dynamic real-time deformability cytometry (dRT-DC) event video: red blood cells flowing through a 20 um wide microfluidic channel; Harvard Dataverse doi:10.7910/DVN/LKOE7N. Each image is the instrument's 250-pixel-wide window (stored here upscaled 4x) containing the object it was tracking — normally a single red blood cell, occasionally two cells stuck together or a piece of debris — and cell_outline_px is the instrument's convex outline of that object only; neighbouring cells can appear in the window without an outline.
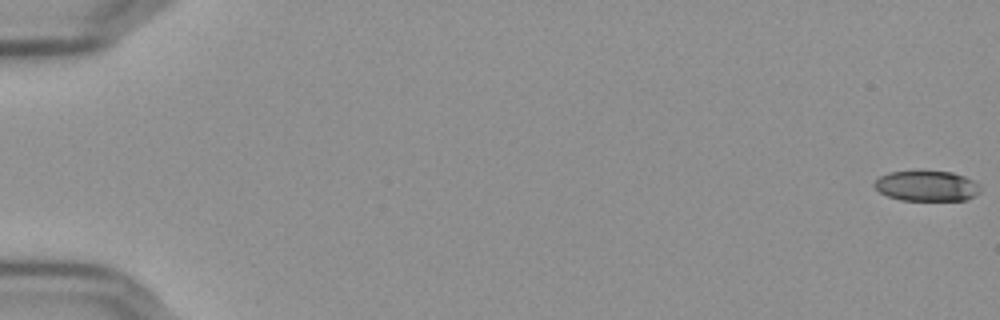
{"species": "Egyptian fruit bat (a non-hibernating species)", "species_latin": "Rousettus aegyptiacus", "temperature_condition": "cold", "stored_images_in_passage": 57, "camera_frame_rate_fps": 3000, "um_per_image_px": 0.085, "frame": {"image": 1, "passage_image": 1, "time_ms": 0.0, "image_size_px": [1000, 320], "cell_outline_px": [[980, 192], [964, 200], [900, 200], [888, 196], [880, 192], [872, 184], [880, 176], [888, 172], [952, 172], [964, 176], [980, 184]], "centroid_in_image_um": [78.76, 15.81], "position_along_channel_um": 6.2, "area_um2": 18.5}}
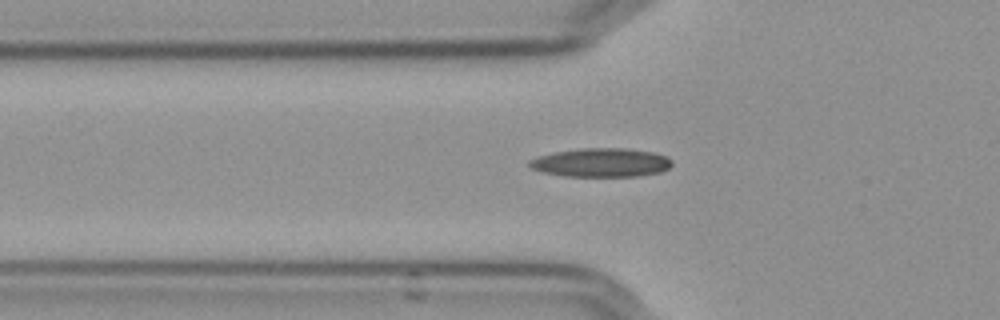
{"frame": {"image": 2, "passage_image": 21, "time_ms": 6.667, "image_size_px": [1000, 320], "cell_outline_px": [[672, 164], [668, 168], [660, 172], [636, 176], [564, 176], [544, 172], [532, 168], [528, 164], [528, 160], [552, 152], [580, 148], [628, 148], [656, 152], [668, 156], [672, 160]], "centroid_in_image_um": [51.13, 13.8], "position_along_channel_um": 74.7, "area_um2": 24.04}}
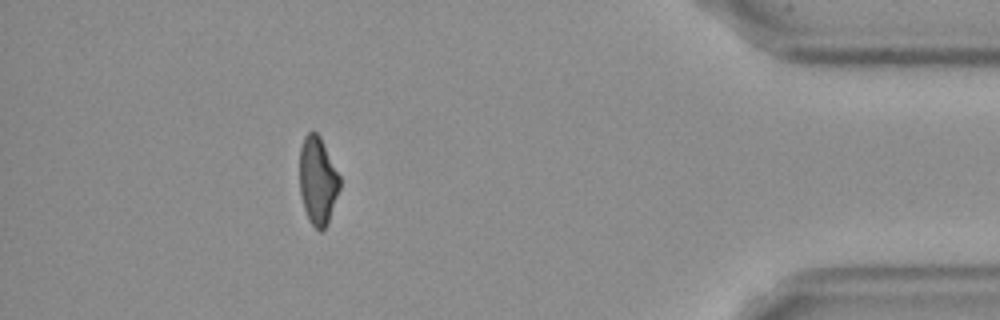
{"frame": {"image": 3, "passage_image": 52, "time_ms": 17.0, "image_size_px": [1000, 320], "cell_outline_px": [[340, 188], [328, 224], [320, 232], [312, 224], [304, 208], [300, 192], [300, 148], [304, 136], [308, 132], [316, 132], [320, 136], [340, 176]], "centroid_in_image_um": [27.02, 15.35], "position_along_channel_um": 408.2, "area_um2": 20.46}, "authors_computed_cell_mechanics": {"area_um2": 21.8484, "velocity_mm_per_s": 3.6413, "shape_relaxation_time_tau1_ms": null, "shape_relaxation_time_tau2_ms": 3.7792, "deformation_change_tau1": null, "deformation_change_tau2": 0.1063}}